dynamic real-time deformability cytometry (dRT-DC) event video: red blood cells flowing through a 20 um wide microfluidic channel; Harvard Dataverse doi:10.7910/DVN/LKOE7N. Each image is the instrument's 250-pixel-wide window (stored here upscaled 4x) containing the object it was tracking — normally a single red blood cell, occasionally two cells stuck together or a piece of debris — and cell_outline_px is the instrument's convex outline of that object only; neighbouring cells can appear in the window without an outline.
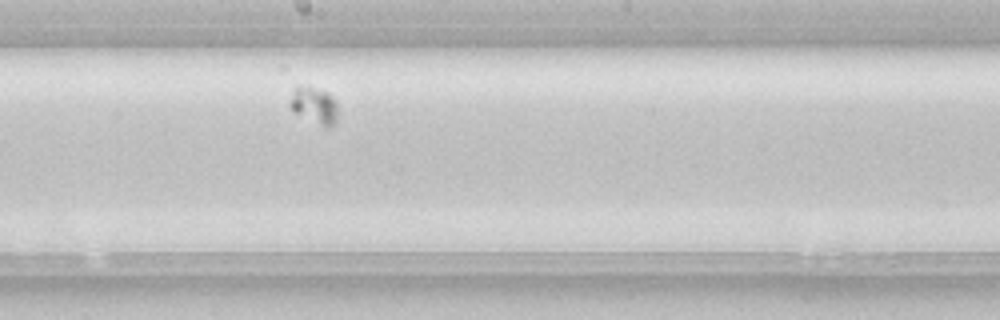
{"species": "common noctule bat (a hibernating species)", "species_latin": "Nyctalus noctula", "temperature_condition": "room temperature", "stored_images_in_passage": 30, "camera_frame_rate_fps": 3000, "um_per_image_px": 0.085, "animal": {"sex": "female", "body_mass_g": 22.7, "forearm_length_mm": 54.2}, "frame": {"image": 1, "passage_image": 14, "time_ms": 4.333, "image_size_px": [1000, 320], "cell_outline_px": [[336, 124], [328, 128], [324, 128], [292, 112], [288, 104], [292, 92], [296, 84], [328, 92], [336, 100]], "centroid_in_image_um": [26.68, 8.98], "position_along_channel_um": 221.5, "area_um2": 10.58}}